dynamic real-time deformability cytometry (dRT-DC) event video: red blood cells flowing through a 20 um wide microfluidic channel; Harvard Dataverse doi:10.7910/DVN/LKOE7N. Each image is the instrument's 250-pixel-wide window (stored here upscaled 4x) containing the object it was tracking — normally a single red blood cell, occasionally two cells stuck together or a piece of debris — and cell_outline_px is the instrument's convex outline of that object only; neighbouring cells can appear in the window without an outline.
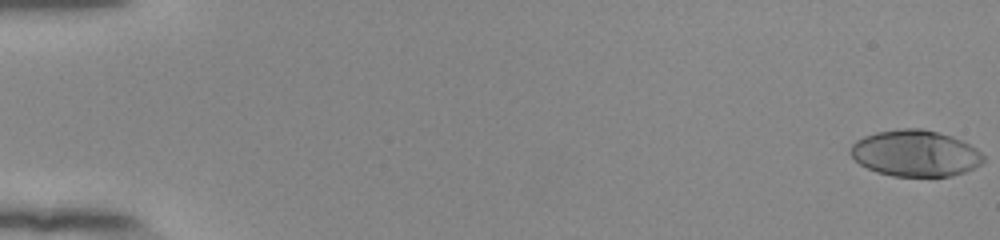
{"species": "human", "species_latin": "Homo sapiens", "temperature_condition": "room temperature", "stored_images_in_passage": 55, "camera_frame_rate_fps": 3000, "um_per_image_px": 0.085, "donor": {"sex": "female"}, "frame": {"image": 1, "passage_image": 1, "time_ms": 0.0, "image_size_px": [1000, 240], "cell_outline_px": [[984, 160], [980, 164], [964, 172], [952, 176], [892, 176], [876, 172], [860, 164], [848, 152], [852, 144], [856, 140], [864, 136], [876, 132], [904, 128], [920, 128], [952, 136], [976, 148], [984, 156]], "centroid_in_image_um": [77.77, 13.03], "position_along_channel_um": 7.2, "area_um2": 35.72}}
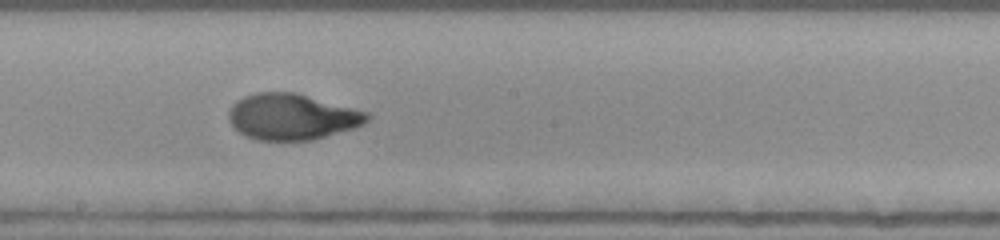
{"frame": {"image": 2, "passage_image": 32, "time_ms": 10.333, "image_size_px": [1000, 240], "cell_outline_px": [[372, 116], [364, 124], [352, 128], [312, 140], [256, 140], [244, 136], [228, 120], [228, 112], [232, 104], [236, 100], [244, 96], [256, 92], [296, 92], [368, 112]], "centroid_in_image_um": [24.79, 9.91], "position_along_channel_um": 223.4, "area_um2": 37.17}}
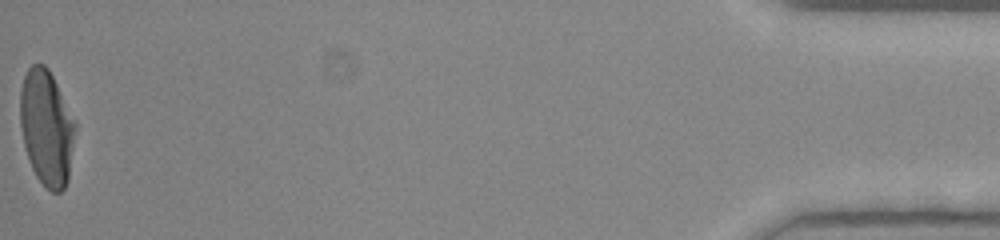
{"frame": {"image": 3, "passage_image": 55, "time_ms": 18.0, "image_size_px": [1000, 240], "cell_outline_px": [[76, 124], [68, 180], [64, 188], [60, 192], [52, 192], [36, 176], [32, 168], [24, 144], [20, 124], [20, 88], [24, 76], [28, 68], [32, 64], [44, 64], [48, 68], [76, 120]], "centroid_in_image_um": [3.96, 10.82], "position_along_channel_um": 431.2, "area_um2": 36.99}, "authors_computed_cell_mechanics": {"area_um2": 36.1828, "velocity_mm_per_s": 3.9013, "shape_relaxation_time_tau1_ms": 4.8998, "shape_relaxation_time_tau2_ms": 0.8194, "deformation_change_tau1": 0.2792, "deformation_change_tau2": 0.0544}}